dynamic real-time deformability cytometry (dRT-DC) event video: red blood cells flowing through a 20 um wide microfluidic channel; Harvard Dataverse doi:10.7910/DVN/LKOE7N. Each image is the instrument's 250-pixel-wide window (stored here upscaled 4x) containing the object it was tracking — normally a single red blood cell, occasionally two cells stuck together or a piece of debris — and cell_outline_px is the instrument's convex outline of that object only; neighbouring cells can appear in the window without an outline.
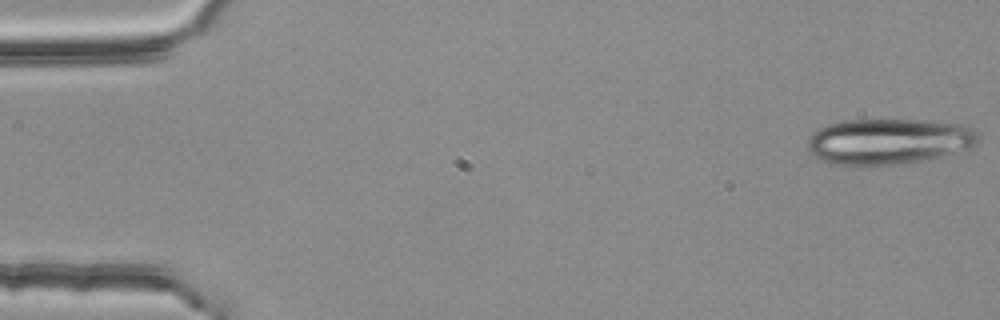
{"species": "common noctule bat (a hibernating species)", "species_latin": "Nyctalus noctula", "temperature_condition": "room temperature", "stored_images_in_passage": 3, "camera_frame_rate_fps": 3000, "um_per_image_px": 0.085, "animal": {"sex": "female", "body_mass_g": 25.1}, "frame": {"image": 1, "passage_image": 1, "time_ms": 0.0, "image_size_px": [1000, 320], "cell_outline_px": [[976, 140], [972, 144], [952, 152], [920, 160], [892, 164], [836, 164], [820, 160], [808, 148], [808, 140], [812, 132], [816, 128], [828, 124], [844, 120], [924, 120], [964, 124], [972, 128], [976, 132]], "centroid_in_image_um": [75.44, 11.97], "position_along_channel_um": 9.6, "area_um2": 44.39}}